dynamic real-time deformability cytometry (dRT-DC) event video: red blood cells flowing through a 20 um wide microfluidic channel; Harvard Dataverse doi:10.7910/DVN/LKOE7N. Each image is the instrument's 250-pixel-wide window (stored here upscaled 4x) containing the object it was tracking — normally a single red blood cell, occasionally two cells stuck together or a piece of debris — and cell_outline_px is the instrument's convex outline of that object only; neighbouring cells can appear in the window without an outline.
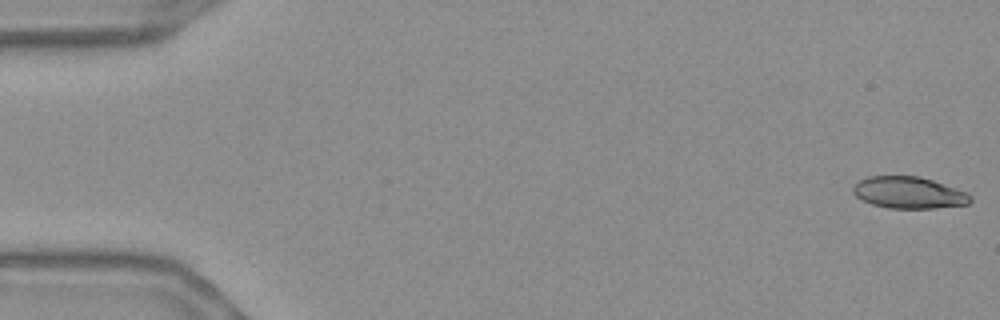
{"species": "Egyptian fruit bat (a non-hibernating species)", "species_latin": "Rousettus aegyptiacus", "temperature_condition": "warm", "stored_images_in_passage": 55, "camera_frame_rate_fps": 3000, "um_per_image_px": 0.085, "frame": {"image": 1, "passage_image": 1, "time_ms": 0.0, "image_size_px": [1000, 320], "cell_outline_px": [[972, 200], [968, 204], [932, 208], [888, 208], [872, 204], [856, 196], [852, 192], [852, 188], [860, 180], [868, 176], [920, 176], [968, 192], [972, 196]], "centroid_in_image_um": [77.26, 16.37], "position_along_channel_um": 7.7, "area_um2": 21.62}}
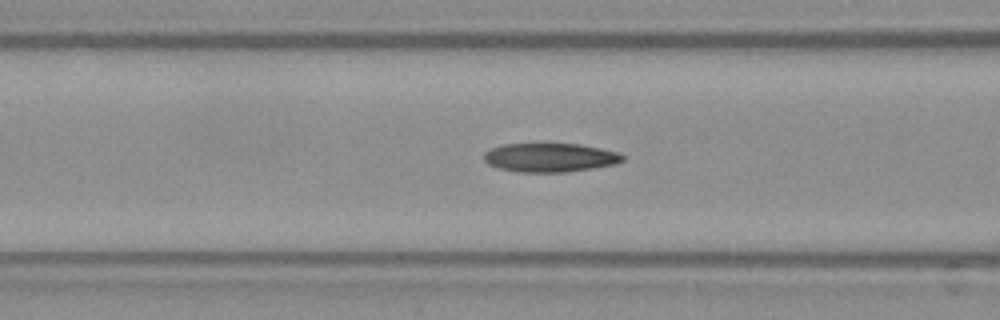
{"frame": {"image": 2, "passage_image": 22, "time_ms": 7.0, "image_size_px": [1000, 320], "cell_outline_px": [[624, 160], [616, 164], [592, 168], [564, 172], [516, 172], [496, 168], [488, 164], [484, 160], [484, 152], [492, 148], [504, 144], [580, 144], [600, 148], [616, 152], [624, 156]], "centroid_in_image_um": [46.72, 13.4], "position_along_channel_um": 119.9, "area_um2": 23.29}}
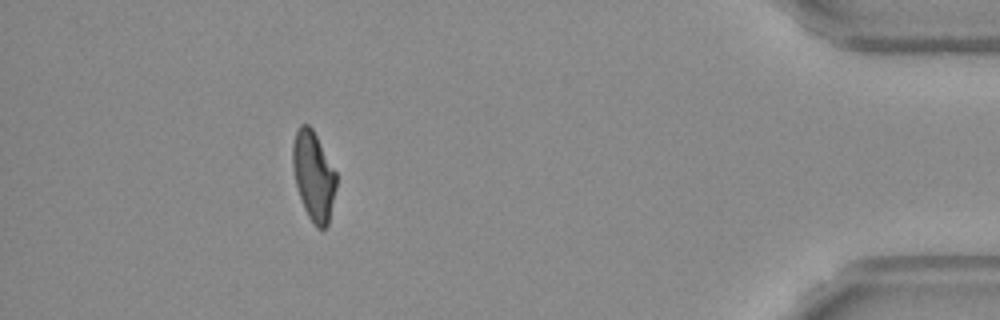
{"frame": {"image": 3, "passage_image": 50, "time_ms": 16.333, "image_size_px": [1000, 320], "cell_outline_px": [[336, 188], [328, 224], [324, 228], [316, 228], [308, 216], [304, 208], [296, 184], [292, 168], [292, 144], [296, 132], [300, 124], [308, 124], [312, 128], [336, 172]], "centroid_in_image_um": [26.64, 14.94], "position_along_channel_um": 408.6, "area_um2": 22.48}, "authors_computed_cell_mechanics": {"area_um2": 23.3512, "velocity_mm_per_s": 3.6773, "shape_relaxation_time_tau1_ms": 9.6545, "shape_relaxation_time_tau2_ms": 2.707, "deformation_change_tau1": 0.2563, "deformation_change_tau2": 0.0957}}